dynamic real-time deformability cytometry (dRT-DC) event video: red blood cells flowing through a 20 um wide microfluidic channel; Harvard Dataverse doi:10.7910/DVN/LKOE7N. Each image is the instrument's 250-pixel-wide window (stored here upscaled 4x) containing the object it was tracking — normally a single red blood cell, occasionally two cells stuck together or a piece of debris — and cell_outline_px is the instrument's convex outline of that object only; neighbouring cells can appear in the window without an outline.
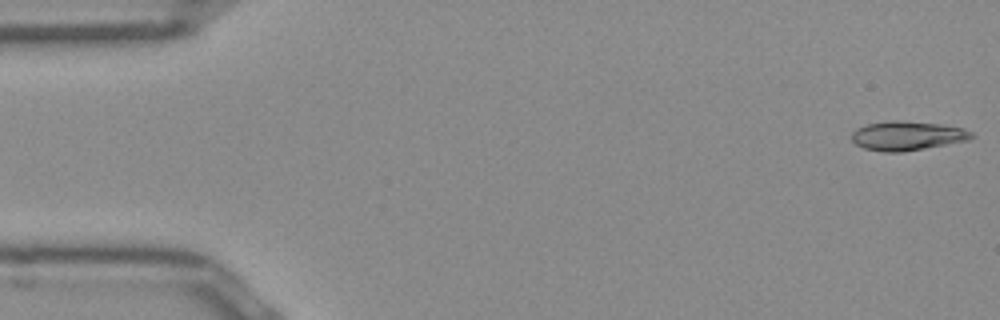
{"species": "Egyptian fruit bat (a non-hibernating species)", "species_latin": "Rousettus aegyptiacus", "temperature_condition": "room temperature", "stored_images_in_passage": 50, "camera_frame_rate_fps": 3000, "um_per_image_px": 0.085, "frame": {"image": 1, "passage_image": 1, "time_ms": 0.0, "image_size_px": [1000, 320], "cell_outline_px": [[976, 136], [968, 140], [904, 152], [884, 152], [864, 148], [856, 144], [852, 140], [852, 132], [856, 128], [868, 124], [892, 120], [896, 120], [940, 124], [964, 128], [972, 132]], "centroid_in_image_um": [77.13, 11.54], "position_along_channel_um": 7.9, "area_um2": 20.35}}